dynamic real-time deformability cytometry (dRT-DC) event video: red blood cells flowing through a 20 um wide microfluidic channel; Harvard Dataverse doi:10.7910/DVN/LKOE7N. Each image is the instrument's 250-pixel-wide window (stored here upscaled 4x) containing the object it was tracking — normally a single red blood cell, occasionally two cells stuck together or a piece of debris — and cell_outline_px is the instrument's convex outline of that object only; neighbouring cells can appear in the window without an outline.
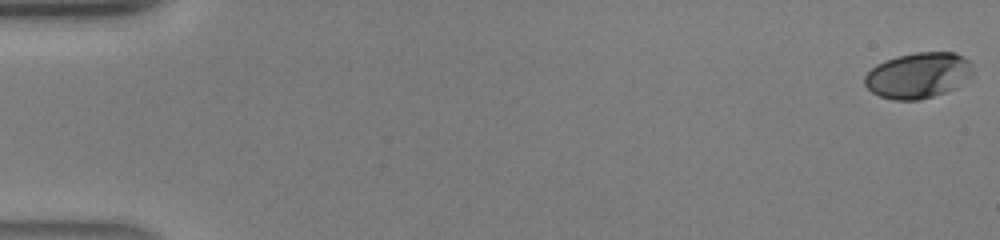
{"species": "human", "species_latin": "Homo sapiens", "temperature_condition": "warm", "stored_images_in_passage": 42, "camera_frame_rate_fps": 3000, "um_per_image_px": 0.085, "donor": {"sex": "male"}, "frame": {"image": 1, "passage_image": 1, "time_ms": 0.0, "image_size_px": [1000, 240], "cell_outline_px": [[964, 60], [940, 92], [916, 100], [900, 100], [880, 96], [872, 92], [864, 84], [864, 80], [868, 72], [872, 68], [888, 60], [900, 56], [920, 52], [952, 52], [960, 56]], "centroid_in_image_um": [77.61, 6.39], "position_along_channel_um": 7.4, "area_um2": 24.8}}
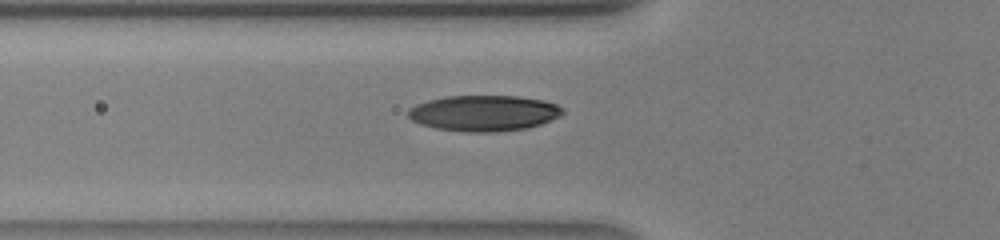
{"frame": {"image": 2, "passage_image": 16, "time_ms": 5.0, "image_size_px": [1000, 240], "cell_outline_px": [[564, 112], [548, 120], [536, 124], [520, 128], [440, 128], [424, 124], [408, 116], [408, 112], [412, 108], [420, 104], [432, 100], [452, 96], [512, 96], [540, 100], [556, 104]], "centroid_in_image_um": [41.15, 9.53], "position_along_channel_um": 84.7, "area_um2": 29.19}}
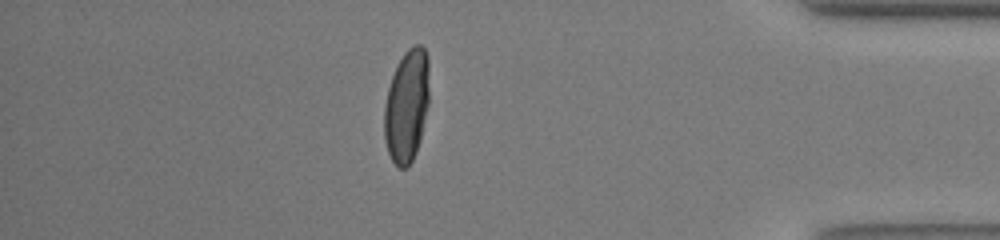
{"frame": {"image": 3, "passage_image": 37, "time_ms": 12.0, "image_size_px": [1000, 240], "cell_outline_px": [[428, 100], [420, 136], [412, 160], [404, 168], [400, 168], [392, 160], [388, 152], [384, 136], [384, 112], [388, 88], [392, 76], [400, 60], [416, 44], [420, 44], [424, 48], [428, 60]], "centroid_in_image_um": [34.55, 9.01], "position_along_channel_um": 400.6, "area_um2": 28.5}}